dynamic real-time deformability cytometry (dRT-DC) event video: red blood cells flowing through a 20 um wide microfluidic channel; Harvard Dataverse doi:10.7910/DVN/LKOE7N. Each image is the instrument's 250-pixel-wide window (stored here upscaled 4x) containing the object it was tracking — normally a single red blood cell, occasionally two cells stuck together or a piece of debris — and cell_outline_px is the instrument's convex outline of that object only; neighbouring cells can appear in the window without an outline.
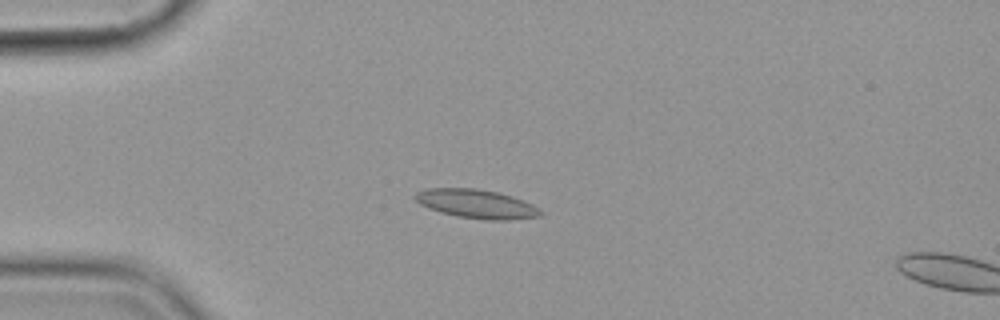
{"species": "common noctule bat (a hibernating species)", "species_latin": "Nyctalus noctula", "temperature_condition": "cold", "stored_images_in_passage": 7, "camera_frame_rate_fps": 3000, "um_per_image_px": 0.085, "animal": {"sex": "female", "body_mass_g": 19.9}, "frame": {"image": 1, "passage_image": 4, "time_ms": 3.667, "image_size_px": [1000, 320], "cell_outline_px": [[544, 212], [540, 216], [508, 220], [484, 220], [456, 216], [440, 212], [428, 208], [420, 204], [412, 196], [416, 192], [424, 188], [476, 188], [500, 192], [524, 200], [532, 204]], "centroid_in_image_um": [40.49, 17.32], "position_along_channel_um": 44.5, "area_um2": 21.39}}
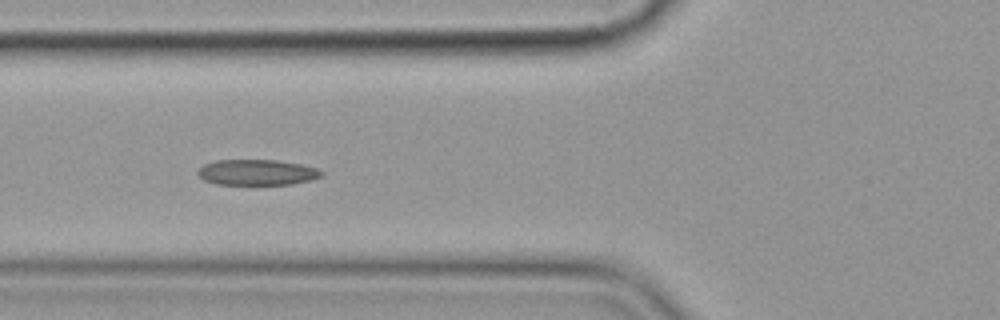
{"frame": {"image": 2, "passage_image": 6, "time_ms": 6.0, "image_size_px": [1000, 320], "cell_outline_px": [[324, 176], [312, 180], [292, 184], [216, 184], [204, 180], [196, 172], [204, 164], [216, 160], [276, 160], [300, 164], [316, 168], [324, 172]], "centroid_in_image_um": [21.87, 14.65], "position_along_channel_um": 103.9, "area_um2": 18.5}}
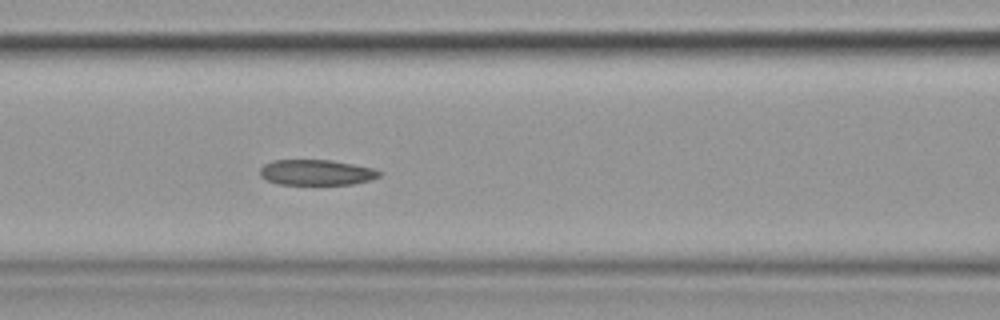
{"frame": {"image": 3, "passage_image": 7, "time_ms": 7.0, "image_size_px": [1000, 320], "cell_outline_px": [[380, 176], [372, 180], [352, 184], [276, 184], [260, 176], [260, 168], [264, 164], [272, 160], [332, 160], [372, 168], [380, 172]], "centroid_in_image_um": [26.87, 14.65], "position_along_channel_um": 139.7, "area_um2": 17.69}}